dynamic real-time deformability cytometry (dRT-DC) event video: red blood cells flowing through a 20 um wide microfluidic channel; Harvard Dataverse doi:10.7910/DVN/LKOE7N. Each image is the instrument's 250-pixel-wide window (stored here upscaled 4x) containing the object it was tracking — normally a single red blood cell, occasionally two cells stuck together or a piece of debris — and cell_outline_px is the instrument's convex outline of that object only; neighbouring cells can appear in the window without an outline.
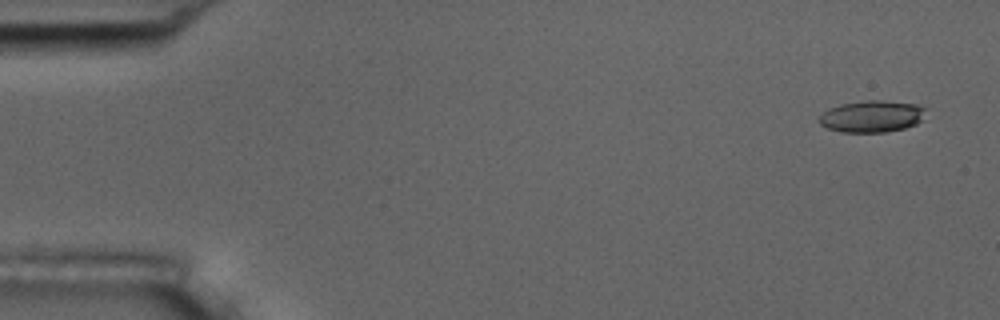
{"species": "common noctule bat (a hibernating species)", "species_latin": "Nyctalus noctula", "temperature_condition": "room temperature", "stored_images_in_passage": 6, "camera_frame_rate_fps": 3000, "um_per_image_px": 0.085, "animal": {"sex": "male", "body_mass_g": 17.5, "forearm_length_mm": 52.3}, "frame": {"image": 1, "passage_image": 1, "time_ms": 0.0, "image_size_px": [1000, 320], "cell_outline_px": [[928, 108], [920, 120], [916, 124], [904, 128], [884, 132], [840, 132], [828, 128], [820, 124], [820, 116], [828, 108], [840, 104], [864, 100], [880, 100], [916, 104]], "centroid_in_image_um": [74.11, 9.88], "position_along_channel_um": 10.9, "area_um2": 19.71}}
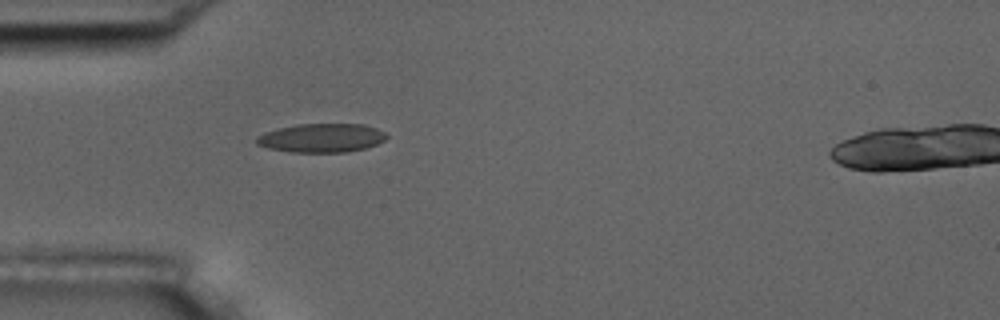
{"frame": {"image": 2, "passage_image": 5, "time_ms": 4.667, "image_size_px": [1000, 320], "cell_outline_px": [[388, 136], [384, 140], [376, 144], [364, 148], [348, 152], [288, 152], [268, 148], [256, 144], [256, 136], [264, 132], [296, 124], [364, 124], [376, 128], [384, 132]], "centroid_in_image_um": [27.31, 11.72], "position_along_channel_um": 57.7, "area_um2": 21.85}}